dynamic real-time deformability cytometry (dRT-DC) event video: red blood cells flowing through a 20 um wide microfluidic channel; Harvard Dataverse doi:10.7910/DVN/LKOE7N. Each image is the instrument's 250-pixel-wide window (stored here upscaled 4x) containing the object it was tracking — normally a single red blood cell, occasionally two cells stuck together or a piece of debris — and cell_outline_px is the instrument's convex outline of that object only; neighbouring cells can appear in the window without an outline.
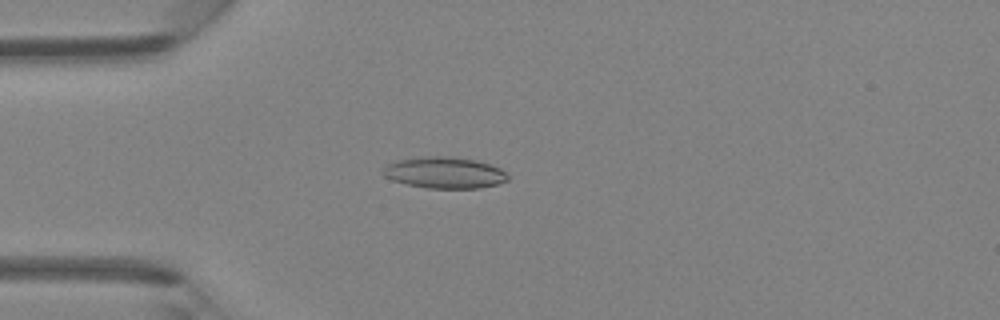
{"species": "Egyptian fruit bat (a non-hibernating species)", "species_latin": "Rousettus aegyptiacus", "temperature_condition": "room temperature", "stored_images_in_passage": 45, "camera_frame_rate_fps": 3000, "um_per_image_px": 0.085, "animal": {"sex": "female"}, "frame": {"image": 1, "passage_image": 12, "time_ms": 3.667, "image_size_px": [1000, 320], "cell_outline_px": [[508, 180], [496, 184], [480, 188], [428, 188], [408, 184], [392, 180], [384, 176], [380, 172], [384, 164], [396, 160], [420, 156], [452, 156], [476, 160], [500, 168], [508, 176]], "centroid_in_image_um": [37.71, 14.66], "position_along_channel_um": 47.3, "area_um2": 23.0}}
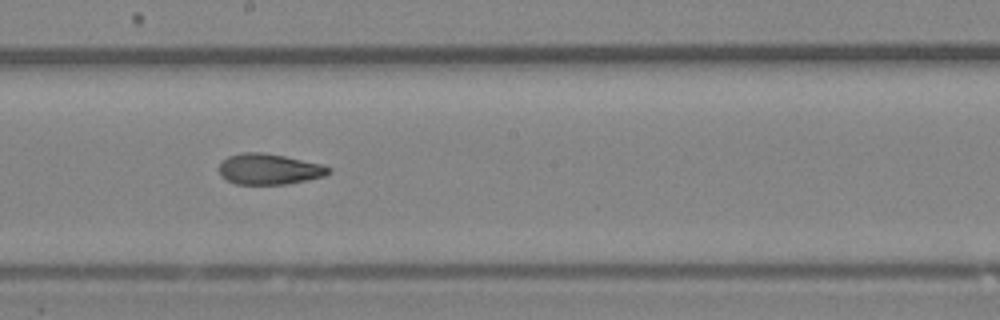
{"frame": {"image": 2, "passage_image": 25, "time_ms": 8.0, "image_size_px": [1000, 320], "cell_outline_px": [[332, 172], [324, 176], [288, 184], [236, 184], [220, 176], [220, 164], [228, 156], [244, 152], [264, 152], [284, 156], [320, 164], [332, 168]], "centroid_in_image_um": [22.89, 14.37], "position_along_channel_um": 225.3, "area_um2": 19.54}}
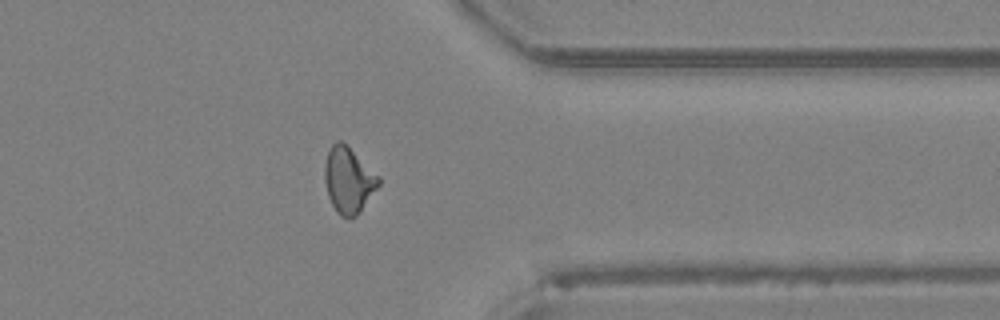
{"frame": {"image": 3, "passage_image": 36, "time_ms": 11.667, "image_size_px": [1000, 320], "cell_outline_px": [[380, 184], [356, 216], [352, 220], [340, 216], [336, 212], [328, 196], [324, 180], [324, 164], [328, 148], [336, 140], [340, 140], [380, 176]], "centroid_in_image_um": [29.6, 15.32], "position_along_channel_um": 381.8, "area_um2": 20.75}}